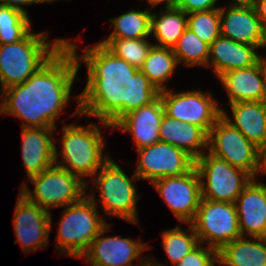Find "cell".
I'll return each mask as SVG.
<instances>
[{"mask_svg":"<svg viewBox=\"0 0 266 266\" xmlns=\"http://www.w3.org/2000/svg\"><path fill=\"white\" fill-rule=\"evenodd\" d=\"M159 14L151 13L150 34L157 40L154 45L171 48L187 28V13L176 7H163Z\"/></svg>","mask_w":266,"mask_h":266,"instance_id":"obj_25","label":"cell"},{"mask_svg":"<svg viewBox=\"0 0 266 266\" xmlns=\"http://www.w3.org/2000/svg\"><path fill=\"white\" fill-rule=\"evenodd\" d=\"M253 5L256 9L261 25L266 32V0H254Z\"/></svg>","mask_w":266,"mask_h":266,"instance_id":"obj_37","label":"cell"},{"mask_svg":"<svg viewBox=\"0 0 266 266\" xmlns=\"http://www.w3.org/2000/svg\"><path fill=\"white\" fill-rule=\"evenodd\" d=\"M260 66L263 78V86H264V98L263 101L266 103V56L260 57Z\"/></svg>","mask_w":266,"mask_h":266,"instance_id":"obj_38","label":"cell"},{"mask_svg":"<svg viewBox=\"0 0 266 266\" xmlns=\"http://www.w3.org/2000/svg\"><path fill=\"white\" fill-rule=\"evenodd\" d=\"M221 35L235 42L266 48V32L253 4L220 7Z\"/></svg>","mask_w":266,"mask_h":266,"instance_id":"obj_16","label":"cell"},{"mask_svg":"<svg viewBox=\"0 0 266 266\" xmlns=\"http://www.w3.org/2000/svg\"><path fill=\"white\" fill-rule=\"evenodd\" d=\"M218 78L227 93L228 103L263 101L264 86L260 58L253 66L225 72Z\"/></svg>","mask_w":266,"mask_h":266,"instance_id":"obj_22","label":"cell"},{"mask_svg":"<svg viewBox=\"0 0 266 266\" xmlns=\"http://www.w3.org/2000/svg\"><path fill=\"white\" fill-rule=\"evenodd\" d=\"M217 2L218 0H176L174 7L189 14L192 12L209 11L220 8V6L216 7L218 4Z\"/></svg>","mask_w":266,"mask_h":266,"instance_id":"obj_34","label":"cell"},{"mask_svg":"<svg viewBox=\"0 0 266 266\" xmlns=\"http://www.w3.org/2000/svg\"><path fill=\"white\" fill-rule=\"evenodd\" d=\"M146 2L149 3V6H151V8H154L160 5L161 3H164L165 7H173L176 0H146Z\"/></svg>","mask_w":266,"mask_h":266,"instance_id":"obj_39","label":"cell"},{"mask_svg":"<svg viewBox=\"0 0 266 266\" xmlns=\"http://www.w3.org/2000/svg\"><path fill=\"white\" fill-rule=\"evenodd\" d=\"M234 204L241 236L266 238V184L252 179Z\"/></svg>","mask_w":266,"mask_h":266,"instance_id":"obj_17","label":"cell"},{"mask_svg":"<svg viewBox=\"0 0 266 266\" xmlns=\"http://www.w3.org/2000/svg\"><path fill=\"white\" fill-rule=\"evenodd\" d=\"M208 137L209 134L197 125L175 120L165 113L162 117L159 142L181 149L195 161L208 150Z\"/></svg>","mask_w":266,"mask_h":266,"instance_id":"obj_21","label":"cell"},{"mask_svg":"<svg viewBox=\"0 0 266 266\" xmlns=\"http://www.w3.org/2000/svg\"><path fill=\"white\" fill-rule=\"evenodd\" d=\"M231 117L227 110L222 108V116L233 127L237 128L256 147L266 139V103L233 102L229 103Z\"/></svg>","mask_w":266,"mask_h":266,"instance_id":"obj_23","label":"cell"},{"mask_svg":"<svg viewBox=\"0 0 266 266\" xmlns=\"http://www.w3.org/2000/svg\"><path fill=\"white\" fill-rule=\"evenodd\" d=\"M111 227L107 224L90 243L80 258L90 266H143L149 258L141 255L150 249L146 243L121 235L104 236ZM139 260V265L134 260Z\"/></svg>","mask_w":266,"mask_h":266,"instance_id":"obj_12","label":"cell"},{"mask_svg":"<svg viewBox=\"0 0 266 266\" xmlns=\"http://www.w3.org/2000/svg\"><path fill=\"white\" fill-rule=\"evenodd\" d=\"M135 174L139 179L153 182L166 176H179L195 166V160L177 147L157 142L140 148Z\"/></svg>","mask_w":266,"mask_h":266,"instance_id":"obj_14","label":"cell"},{"mask_svg":"<svg viewBox=\"0 0 266 266\" xmlns=\"http://www.w3.org/2000/svg\"><path fill=\"white\" fill-rule=\"evenodd\" d=\"M147 39L106 38L103 41L101 40L100 43L115 56L124 59L131 66L140 69L154 45Z\"/></svg>","mask_w":266,"mask_h":266,"instance_id":"obj_30","label":"cell"},{"mask_svg":"<svg viewBox=\"0 0 266 266\" xmlns=\"http://www.w3.org/2000/svg\"><path fill=\"white\" fill-rule=\"evenodd\" d=\"M199 243L219 251L224 245L241 237L234 203L201 199L190 223Z\"/></svg>","mask_w":266,"mask_h":266,"instance_id":"obj_9","label":"cell"},{"mask_svg":"<svg viewBox=\"0 0 266 266\" xmlns=\"http://www.w3.org/2000/svg\"><path fill=\"white\" fill-rule=\"evenodd\" d=\"M218 261V251L199 243L174 266H213Z\"/></svg>","mask_w":266,"mask_h":266,"instance_id":"obj_33","label":"cell"},{"mask_svg":"<svg viewBox=\"0 0 266 266\" xmlns=\"http://www.w3.org/2000/svg\"><path fill=\"white\" fill-rule=\"evenodd\" d=\"M29 182L34 185L33 191L24 182L20 185V194L47 211L75 203L86 195L87 191L86 183L77 175L55 164L30 177Z\"/></svg>","mask_w":266,"mask_h":266,"instance_id":"obj_7","label":"cell"},{"mask_svg":"<svg viewBox=\"0 0 266 266\" xmlns=\"http://www.w3.org/2000/svg\"><path fill=\"white\" fill-rule=\"evenodd\" d=\"M203 199L234 203L253 179L245 171L205 152L195 161Z\"/></svg>","mask_w":266,"mask_h":266,"instance_id":"obj_8","label":"cell"},{"mask_svg":"<svg viewBox=\"0 0 266 266\" xmlns=\"http://www.w3.org/2000/svg\"><path fill=\"white\" fill-rule=\"evenodd\" d=\"M178 62L171 48L153 45L139 69L159 90H166L168 79L175 72Z\"/></svg>","mask_w":266,"mask_h":266,"instance_id":"obj_27","label":"cell"},{"mask_svg":"<svg viewBox=\"0 0 266 266\" xmlns=\"http://www.w3.org/2000/svg\"><path fill=\"white\" fill-rule=\"evenodd\" d=\"M222 266H266V238L239 237L218 251Z\"/></svg>","mask_w":266,"mask_h":266,"instance_id":"obj_24","label":"cell"},{"mask_svg":"<svg viewBox=\"0 0 266 266\" xmlns=\"http://www.w3.org/2000/svg\"><path fill=\"white\" fill-rule=\"evenodd\" d=\"M22 160L27 178L40 174L55 164L56 128H21ZM55 130V131H54Z\"/></svg>","mask_w":266,"mask_h":266,"instance_id":"obj_19","label":"cell"},{"mask_svg":"<svg viewBox=\"0 0 266 266\" xmlns=\"http://www.w3.org/2000/svg\"><path fill=\"white\" fill-rule=\"evenodd\" d=\"M66 44L74 52L80 67L85 62L87 83L74 96L77 108L73 116L95 117L103 127L113 126L127 113L154 102L160 94L155 85L139 69L115 56L100 42L83 49L69 39Z\"/></svg>","mask_w":266,"mask_h":266,"instance_id":"obj_1","label":"cell"},{"mask_svg":"<svg viewBox=\"0 0 266 266\" xmlns=\"http://www.w3.org/2000/svg\"><path fill=\"white\" fill-rule=\"evenodd\" d=\"M139 178L135 173L128 176L121 166L117 164L111 157L110 159L95 173L90 180L93 188L96 187L99 192V200L91 193H86L95 205L103 209L109 218H120L124 221L139 225L137 202L139 194L134 180Z\"/></svg>","mask_w":266,"mask_h":266,"instance_id":"obj_5","label":"cell"},{"mask_svg":"<svg viewBox=\"0 0 266 266\" xmlns=\"http://www.w3.org/2000/svg\"><path fill=\"white\" fill-rule=\"evenodd\" d=\"M143 266H155V265L152 264V263L148 260Z\"/></svg>","mask_w":266,"mask_h":266,"instance_id":"obj_42","label":"cell"},{"mask_svg":"<svg viewBox=\"0 0 266 266\" xmlns=\"http://www.w3.org/2000/svg\"><path fill=\"white\" fill-rule=\"evenodd\" d=\"M77 123L63 124L61 144L58 152L55 144V165L77 175L86 183L88 190V176L93 177L95 173L110 159L104 151V138L97 123H90L82 127ZM59 153V154H58ZM61 154V160L58 156ZM105 156H104V155ZM86 178V180H85Z\"/></svg>","mask_w":266,"mask_h":266,"instance_id":"obj_4","label":"cell"},{"mask_svg":"<svg viewBox=\"0 0 266 266\" xmlns=\"http://www.w3.org/2000/svg\"><path fill=\"white\" fill-rule=\"evenodd\" d=\"M209 47V44L202 41L189 28H186L172 50L179 65L182 63L183 66L187 67H207Z\"/></svg>","mask_w":266,"mask_h":266,"instance_id":"obj_29","label":"cell"},{"mask_svg":"<svg viewBox=\"0 0 266 266\" xmlns=\"http://www.w3.org/2000/svg\"><path fill=\"white\" fill-rule=\"evenodd\" d=\"M187 28L210 45L221 35L220 8L187 14Z\"/></svg>","mask_w":266,"mask_h":266,"instance_id":"obj_32","label":"cell"},{"mask_svg":"<svg viewBox=\"0 0 266 266\" xmlns=\"http://www.w3.org/2000/svg\"><path fill=\"white\" fill-rule=\"evenodd\" d=\"M254 0H233L230 5H249L253 4Z\"/></svg>","mask_w":266,"mask_h":266,"instance_id":"obj_40","label":"cell"},{"mask_svg":"<svg viewBox=\"0 0 266 266\" xmlns=\"http://www.w3.org/2000/svg\"><path fill=\"white\" fill-rule=\"evenodd\" d=\"M48 31L32 32L21 40L0 45V83L3 89L26 82L65 44L57 38L50 43Z\"/></svg>","mask_w":266,"mask_h":266,"instance_id":"obj_3","label":"cell"},{"mask_svg":"<svg viewBox=\"0 0 266 266\" xmlns=\"http://www.w3.org/2000/svg\"><path fill=\"white\" fill-rule=\"evenodd\" d=\"M171 90L167 88L159 94L165 114L175 120L197 125L209 134L222 116V108L213 99L212 92L204 93L200 88L174 93Z\"/></svg>","mask_w":266,"mask_h":266,"instance_id":"obj_10","label":"cell"},{"mask_svg":"<svg viewBox=\"0 0 266 266\" xmlns=\"http://www.w3.org/2000/svg\"><path fill=\"white\" fill-rule=\"evenodd\" d=\"M259 173L266 174V139L257 147V170L256 177Z\"/></svg>","mask_w":266,"mask_h":266,"instance_id":"obj_36","label":"cell"},{"mask_svg":"<svg viewBox=\"0 0 266 266\" xmlns=\"http://www.w3.org/2000/svg\"><path fill=\"white\" fill-rule=\"evenodd\" d=\"M160 96L151 104L124 115L114 126L121 132H128L134 139L136 150L159 142V128L164 115Z\"/></svg>","mask_w":266,"mask_h":266,"instance_id":"obj_18","label":"cell"},{"mask_svg":"<svg viewBox=\"0 0 266 266\" xmlns=\"http://www.w3.org/2000/svg\"><path fill=\"white\" fill-rule=\"evenodd\" d=\"M151 184L177 220L183 224L192 222L202 199L200 178L195 166L183 175L161 177Z\"/></svg>","mask_w":266,"mask_h":266,"instance_id":"obj_13","label":"cell"},{"mask_svg":"<svg viewBox=\"0 0 266 266\" xmlns=\"http://www.w3.org/2000/svg\"><path fill=\"white\" fill-rule=\"evenodd\" d=\"M79 68L76 55L65 44L26 82L4 89L1 114L18 117L21 128H56Z\"/></svg>","mask_w":266,"mask_h":266,"instance_id":"obj_2","label":"cell"},{"mask_svg":"<svg viewBox=\"0 0 266 266\" xmlns=\"http://www.w3.org/2000/svg\"><path fill=\"white\" fill-rule=\"evenodd\" d=\"M0 114H1V112H2V109H3V95H4V89H3V87H2V85H1V83H0Z\"/></svg>","mask_w":266,"mask_h":266,"instance_id":"obj_41","label":"cell"},{"mask_svg":"<svg viewBox=\"0 0 266 266\" xmlns=\"http://www.w3.org/2000/svg\"><path fill=\"white\" fill-rule=\"evenodd\" d=\"M257 49L254 45L235 42L220 35L210 44L207 67L212 66L219 77L231 70L253 66L261 57Z\"/></svg>","mask_w":266,"mask_h":266,"instance_id":"obj_20","label":"cell"},{"mask_svg":"<svg viewBox=\"0 0 266 266\" xmlns=\"http://www.w3.org/2000/svg\"><path fill=\"white\" fill-rule=\"evenodd\" d=\"M52 214L39 205L29 202L19 193L13 216L15 236L14 244L19 243L27 255L33 251L48 247L52 227Z\"/></svg>","mask_w":266,"mask_h":266,"instance_id":"obj_15","label":"cell"},{"mask_svg":"<svg viewBox=\"0 0 266 266\" xmlns=\"http://www.w3.org/2000/svg\"><path fill=\"white\" fill-rule=\"evenodd\" d=\"M151 9H132L118 17L110 19L113 32L107 38L141 39L148 38L150 34Z\"/></svg>","mask_w":266,"mask_h":266,"instance_id":"obj_28","label":"cell"},{"mask_svg":"<svg viewBox=\"0 0 266 266\" xmlns=\"http://www.w3.org/2000/svg\"><path fill=\"white\" fill-rule=\"evenodd\" d=\"M207 151L257 179V147L223 116L210 129Z\"/></svg>","mask_w":266,"mask_h":266,"instance_id":"obj_11","label":"cell"},{"mask_svg":"<svg viewBox=\"0 0 266 266\" xmlns=\"http://www.w3.org/2000/svg\"><path fill=\"white\" fill-rule=\"evenodd\" d=\"M30 21L25 13L0 5V45L23 39L32 30Z\"/></svg>","mask_w":266,"mask_h":266,"instance_id":"obj_31","label":"cell"},{"mask_svg":"<svg viewBox=\"0 0 266 266\" xmlns=\"http://www.w3.org/2000/svg\"><path fill=\"white\" fill-rule=\"evenodd\" d=\"M52 2H55V1L54 0H0V5H5L10 8H14L16 10H19L25 13L28 16L29 15L28 11L23 8L25 5H32L35 3H38V4L49 3L50 4Z\"/></svg>","mask_w":266,"mask_h":266,"instance_id":"obj_35","label":"cell"},{"mask_svg":"<svg viewBox=\"0 0 266 266\" xmlns=\"http://www.w3.org/2000/svg\"><path fill=\"white\" fill-rule=\"evenodd\" d=\"M97 207L88 195H84L79 201L67 205L65 211L62 210L55 240L58 254L80 259L93 239L108 224L100 218Z\"/></svg>","mask_w":266,"mask_h":266,"instance_id":"obj_6","label":"cell"},{"mask_svg":"<svg viewBox=\"0 0 266 266\" xmlns=\"http://www.w3.org/2000/svg\"><path fill=\"white\" fill-rule=\"evenodd\" d=\"M187 225H189V227L186 230L178 225L173 229L161 231L162 247L171 262V265L169 266H174L180 262L181 259L199 244L193 226L190 223ZM149 261L155 266H168L165 263L155 260L154 257L151 258V256H149Z\"/></svg>","mask_w":266,"mask_h":266,"instance_id":"obj_26","label":"cell"}]
</instances>
